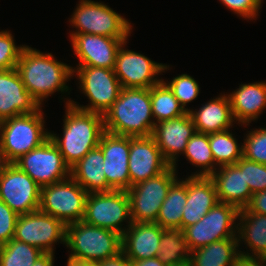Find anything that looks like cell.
<instances>
[{"instance_id":"7a4b0ae2","label":"cell","mask_w":266,"mask_h":266,"mask_svg":"<svg viewBox=\"0 0 266 266\" xmlns=\"http://www.w3.org/2000/svg\"><path fill=\"white\" fill-rule=\"evenodd\" d=\"M105 132L130 137L152 136L155 121L150 88H122L119 97L103 115Z\"/></svg>"},{"instance_id":"e575fe53","label":"cell","mask_w":266,"mask_h":266,"mask_svg":"<svg viewBox=\"0 0 266 266\" xmlns=\"http://www.w3.org/2000/svg\"><path fill=\"white\" fill-rule=\"evenodd\" d=\"M162 81L170 88L184 110L189 112L190 109L185 107H187L186 104L195 100L199 95L198 82L188 74L178 75L167 83L164 80Z\"/></svg>"},{"instance_id":"5bb4252c","label":"cell","mask_w":266,"mask_h":266,"mask_svg":"<svg viewBox=\"0 0 266 266\" xmlns=\"http://www.w3.org/2000/svg\"><path fill=\"white\" fill-rule=\"evenodd\" d=\"M14 164L27 173L40 187L70 177L69 166L50 138L39 147L22 155Z\"/></svg>"},{"instance_id":"e0dca14e","label":"cell","mask_w":266,"mask_h":266,"mask_svg":"<svg viewBox=\"0 0 266 266\" xmlns=\"http://www.w3.org/2000/svg\"><path fill=\"white\" fill-rule=\"evenodd\" d=\"M70 42L79 59L77 66L114 69L118 49L128 39L96 34H70Z\"/></svg>"},{"instance_id":"ee69618b","label":"cell","mask_w":266,"mask_h":266,"mask_svg":"<svg viewBox=\"0 0 266 266\" xmlns=\"http://www.w3.org/2000/svg\"><path fill=\"white\" fill-rule=\"evenodd\" d=\"M132 266H167L166 264L162 263L158 257L143 259L140 261H132Z\"/></svg>"},{"instance_id":"30bf717a","label":"cell","mask_w":266,"mask_h":266,"mask_svg":"<svg viewBox=\"0 0 266 266\" xmlns=\"http://www.w3.org/2000/svg\"><path fill=\"white\" fill-rule=\"evenodd\" d=\"M83 221L123 235L132 223L127 191L112 190L89 193L86 199ZM123 222L128 224L122 228Z\"/></svg>"},{"instance_id":"bcb514c9","label":"cell","mask_w":266,"mask_h":266,"mask_svg":"<svg viewBox=\"0 0 266 266\" xmlns=\"http://www.w3.org/2000/svg\"><path fill=\"white\" fill-rule=\"evenodd\" d=\"M172 266H193L191 261L188 260V261H185L183 263H180V264H175V265H172Z\"/></svg>"},{"instance_id":"52a82bcc","label":"cell","mask_w":266,"mask_h":266,"mask_svg":"<svg viewBox=\"0 0 266 266\" xmlns=\"http://www.w3.org/2000/svg\"><path fill=\"white\" fill-rule=\"evenodd\" d=\"M75 75L78 76L79 89L89 99L90 103L81 106L71 98H67L65 105L71 104L81 110L104 115L117 100L122 90L114 69L76 66L73 69V76Z\"/></svg>"},{"instance_id":"f6af8a7d","label":"cell","mask_w":266,"mask_h":266,"mask_svg":"<svg viewBox=\"0 0 266 266\" xmlns=\"http://www.w3.org/2000/svg\"><path fill=\"white\" fill-rule=\"evenodd\" d=\"M67 266H97V264L88 262H78L71 259H67Z\"/></svg>"},{"instance_id":"7c38bea8","label":"cell","mask_w":266,"mask_h":266,"mask_svg":"<svg viewBox=\"0 0 266 266\" xmlns=\"http://www.w3.org/2000/svg\"><path fill=\"white\" fill-rule=\"evenodd\" d=\"M41 187L14 163L0 170V200L18 215L39 210Z\"/></svg>"},{"instance_id":"8d00e7d4","label":"cell","mask_w":266,"mask_h":266,"mask_svg":"<svg viewBox=\"0 0 266 266\" xmlns=\"http://www.w3.org/2000/svg\"><path fill=\"white\" fill-rule=\"evenodd\" d=\"M25 46H16L10 31H0V71L16 68Z\"/></svg>"},{"instance_id":"60d3db41","label":"cell","mask_w":266,"mask_h":266,"mask_svg":"<svg viewBox=\"0 0 266 266\" xmlns=\"http://www.w3.org/2000/svg\"><path fill=\"white\" fill-rule=\"evenodd\" d=\"M241 211L266 215V190L254 193L248 205Z\"/></svg>"},{"instance_id":"6da1fadb","label":"cell","mask_w":266,"mask_h":266,"mask_svg":"<svg viewBox=\"0 0 266 266\" xmlns=\"http://www.w3.org/2000/svg\"><path fill=\"white\" fill-rule=\"evenodd\" d=\"M72 66L58 61L52 53L25 46L16 65L20 78L31 96L42 107L54 92L70 93L66 85L73 76Z\"/></svg>"},{"instance_id":"7dc6e473","label":"cell","mask_w":266,"mask_h":266,"mask_svg":"<svg viewBox=\"0 0 266 266\" xmlns=\"http://www.w3.org/2000/svg\"><path fill=\"white\" fill-rule=\"evenodd\" d=\"M5 119L0 115V136L4 127Z\"/></svg>"},{"instance_id":"4316f807","label":"cell","mask_w":266,"mask_h":266,"mask_svg":"<svg viewBox=\"0 0 266 266\" xmlns=\"http://www.w3.org/2000/svg\"><path fill=\"white\" fill-rule=\"evenodd\" d=\"M237 219L239 221L237 222L238 246L243 241L250 249L247 251H252L249 253L239 250V253L247 256L266 258V215L239 210Z\"/></svg>"},{"instance_id":"d4e9b609","label":"cell","mask_w":266,"mask_h":266,"mask_svg":"<svg viewBox=\"0 0 266 266\" xmlns=\"http://www.w3.org/2000/svg\"><path fill=\"white\" fill-rule=\"evenodd\" d=\"M196 132L216 133L230 129L235 122L228 95L222 94L203 104L199 110L189 111Z\"/></svg>"},{"instance_id":"8992f818","label":"cell","mask_w":266,"mask_h":266,"mask_svg":"<svg viewBox=\"0 0 266 266\" xmlns=\"http://www.w3.org/2000/svg\"><path fill=\"white\" fill-rule=\"evenodd\" d=\"M69 22L76 28L70 34L86 33L128 39L132 30L129 20L103 2L92 0H80Z\"/></svg>"},{"instance_id":"7402d4cb","label":"cell","mask_w":266,"mask_h":266,"mask_svg":"<svg viewBox=\"0 0 266 266\" xmlns=\"http://www.w3.org/2000/svg\"><path fill=\"white\" fill-rule=\"evenodd\" d=\"M162 228L156 223H131L122 235V252L132 261L157 257Z\"/></svg>"},{"instance_id":"ab89813d","label":"cell","mask_w":266,"mask_h":266,"mask_svg":"<svg viewBox=\"0 0 266 266\" xmlns=\"http://www.w3.org/2000/svg\"><path fill=\"white\" fill-rule=\"evenodd\" d=\"M18 214L0 200V245L14 238Z\"/></svg>"},{"instance_id":"484cf974","label":"cell","mask_w":266,"mask_h":266,"mask_svg":"<svg viewBox=\"0 0 266 266\" xmlns=\"http://www.w3.org/2000/svg\"><path fill=\"white\" fill-rule=\"evenodd\" d=\"M104 156L98 146L70 168V176L88 193L107 192Z\"/></svg>"},{"instance_id":"2e32d148","label":"cell","mask_w":266,"mask_h":266,"mask_svg":"<svg viewBox=\"0 0 266 266\" xmlns=\"http://www.w3.org/2000/svg\"><path fill=\"white\" fill-rule=\"evenodd\" d=\"M104 156V173L107 180V192L130 188L128 157L130 136H120L104 132L99 141Z\"/></svg>"},{"instance_id":"44dd1931","label":"cell","mask_w":266,"mask_h":266,"mask_svg":"<svg viewBox=\"0 0 266 266\" xmlns=\"http://www.w3.org/2000/svg\"><path fill=\"white\" fill-rule=\"evenodd\" d=\"M218 202L214 182L209 176H188L181 230L201 220Z\"/></svg>"},{"instance_id":"277c9868","label":"cell","mask_w":266,"mask_h":266,"mask_svg":"<svg viewBox=\"0 0 266 266\" xmlns=\"http://www.w3.org/2000/svg\"><path fill=\"white\" fill-rule=\"evenodd\" d=\"M65 246L68 259L97 264L122 252V235L79 221L66 225Z\"/></svg>"},{"instance_id":"836d02e7","label":"cell","mask_w":266,"mask_h":266,"mask_svg":"<svg viewBox=\"0 0 266 266\" xmlns=\"http://www.w3.org/2000/svg\"><path fill=\"white\" fill-rule=\"evenodd\" d=\"M43 254L42 250L13 238L0 245V266H32Z\"/></svg>"},{"instance_id":"cb8c5ba5","label":"cell","mask_w":266,"mask_h":266,"mask_svg":"<svg viewBox=\"0 0 266 266\" xmlns=\"http://www.w3.org/2000/svg\"><path fill=\"white\" fill-rule=\"evenodd\" d=\"M235 122L244 127L256 121L266 109V82L239 85L234 92L227 94Z\"/></svg>"},{"instance_id":"3957f363","label":"cell","mask_w":266,"mask_h":266,"mask_svg":"<svg viewBox=\"0 0 266 266\" xmlns=\"http://www.w3.org/2000/svg\"><path fill=\"white\" fill-rule=\"evenodd\" d=\"M63 137L49 132V138L58 147L65 163L71 168L90 150L99 146L105 132L103 115L84 111L71 104L65 106Z\"/></svg>"},{"instance_id":"603a6c76","label":"cell","mask_w":266,"mask_h":266,"mask_svg":"<svg viewBox=\"0 0 266 266\" xmlns=\"http://www.w3.org/2000/svg\"><path fill=\"white\" fill-rule=\"evenodd\" d=\"M217 170L209 177L214 182L219 202L244 209L253 195L245 182L244 170L237 164L221 166Z\"/></svg>"},{"instance_id":"9a60e30c","label":"cell","mask_w":266,"mask_h":266,"mask_svg":"<svg viewBox=\"0 0 266 266\" xmlns=\"http://www.w3.org/2000/svg\"><path fill=\"white\" fill-rule=\"evenodd\" d=\"M127 41L118 49L114 73L122 88H151L163 79L156 76L168 71L169 65L152 61L145 55L124 48Z\"/></svg>"},{"instance_id":"d6986e66","label":"cell","mask_w":266,"mask_h":266,"mask_svg":"<svg viewBox=\"0 0 266 266\" xmlns=\"http://www.w3.org/2000/svg\"><path fill=\"white\" fill-rule=\"evenodd\" d=\"M169 166L152 136L130 137L128 157L130 187L159 175Z\"/></svg>"},{"instance_id":"4dcf8cb0","label":"cell","mask_w":266,"mask_h":266,"mask_svg":"<svg viewBox=\"0 0 266 266\" xmlns=\"http://www.w3.org/2000/svg\"><path fill=\"white\" fill-rule=\"evenodd\" d=\"M193 166L201 168L191 176H210L218 168L212 156L209 145V134L195 132L188 140L185 152L183 153Z\"/></svg>"},{"instance_id":"c3c4849f","label":"cell","mask_w":266,"mask_h":266,"mask_svg":"<svg viewBox=\"0 0 266 266\" xmlns=\"http://www.w3.org/2000/svg\"><path fill=\"white\" fill-rule=\"evenodd\" d=\"M3 165H4V161L2 159L1 151H0V170H1V168H2Z\"/></svg>"},{"instance_id":"74e56055","label":"cell","mask_w":266,"mask_h":266,"mask_svg":"<svg viewBox=\"0 0 266 266\" xmlns=\"http://www.w3.org/2000/svg\"><path fill=\"white\" fill-rule=\"evenodd\" d=\"M236 164L244 170L245 182L252 194L266 190V165L242 157Z\"/></svg>"},{"instance_id":"7bdbcfd3","label":"cell","mask_w":266,"mask_h":266,"mask_svg":"<svg viewBox=\"0 0 266 266\" xmlns=\"http://www.w3.org/2000/svg\"><path fill=\"white\" fill-rule=\"evenodd\" d=\"M54 254L55 253H44L32 266H54Z\"/></svg>"},{"instance_id":"b9f144b4","label":"cell","mask_w":266,"mask_h":266,"mask_svg":"<svg viewBox=\"0 0 266 266\" xmlns=\"http://www.w3.org/2000/svg\"><path fill=\"white\" fill-rule=\"evenodd\" d=\"M97 266H132L131 261L124 255L123 252L118 255L108 258L105 261L97 263Z\"/></svg>"},{"instance_id":"ffe728a7","label":"cell","mask_w":266,"mask_h":266,"mask_svg":"<svg viewBox=\"0 0 266 266\" xmlns=\"http://www.w3.org/2000/svg\"><path fill=\"white\" fill-rule=\"evenodd\" d=\"M40 107L26 90L16 68L0 71V115L4 119L34 113Z\"/></svg>"},{"instance_id":"9c48e42d","label":"cell","mask_w":266,"mask_h":266,"mask_svg":"<svg viewBox=\"0 0 266 266\" xmlns=\"http://www.w3.org/2000/svg\"><path fill=\"white\" fill-rule=\"evenodd\" d=\"M88 192L71 176L41 187L39 210L65 225L83 221Z\"/></svg>"},{"instance_id":"83f0119b","label":"cell","mask_w":266,"mask_h":266,"mask_svg":"<svg viewBox=\"0 0 266 266\" xmlns=\"http://www.w3.org/2000/svg\"><path fill=\"white\" fill-rule=\"evenodd\" d=\"M237 238H227L210 243L191 252L193 266H233L240 254Z\"/></svg>"},{"instance_id":"1f68e13d","label":"cell","mask_w":266,"mask_h":266,"mask_svg":"<svg viewBox=\"0 0 266 266\" xmlns=\"http://www.w3.org/2000/svg\"><path fill=\"white\" fill-rule=\"evenodd\" d=\"M150 98L155 124L179 117L187 112L163 81L150 88Z\"/></svg>"},{"instance_id":"d590c367","label":"cell","mask_w":266,"mask_h":266,"mask_svg":"<svg viewBox=\"0 0 266 266\" xmlns=\"http://www.w3.org/2000/svg\"><path fill=\"white\" fill-rule=\"evenodd\" d=\"M246 134L243 144V157L266 165V128H258Z\"/></svg>"},{"instance_id":"f35d334b","label":"cell","mask_w":266,"mask_h":266,"mask_svg":"<svg viewBox=\"0 0 266 266\" xmlns=\"http://www.w3.org/2000/svg\"><path fill=\"white\" fill-rule=\"evenodd\" d=\"M230 11L246 20L256 19L263 0H219Z\"/></svg>"},{"instance_id":"d6a6232c","label":"cell","mask_w":266,"mask_h":266,"mask_svg":"<svg viewBox=\"0 0 266 266\" xmlns=\"http://www.w3.org/2000/svg\"><path fill=\"white\" fill-rule=\"evenodd\" d=\"M234 137L230 129L209 134V145L217 168L236 164L243 157V144H238Z\"/></svg>"},{"instance_id":"4fadbf2b","label":"cell","mask_w":266,"mask_h":266,"mask_svg":"<svg viewBox=\"0 0 266 266\" xmlns=\"http://www.w3.org/2000/svg\"><path fill=\"white\" fill-rule=\"evenodd\" d=\"M14 239L34 246L44 253H55L58 242L66 244V225L40 210L19 215Z\"/></svg>"},{"instance_id":"8fae6325","label":"cell","mask_w":266,"mask_h":266,"mask_svg":"<svg viewBox=\"0 0 266 266\" xmlns=\"http://www.w3.org/2000/svg\"><path fill=\"white\" fill-rule=\"evenodd\" d=\"M238 214L235 206L218 202L201 220L183 230L190 251L222 239L237 238Z\"/></svg>"},{"instance_id":"f1b7e54d","label":"cell","mask_w":266,"mask_h":266,"mask_svg":"<svg viewBox=\"0 0 266 266\" xmlns=\"http://www.w3.org/2000/svg\"><path fill=\"white\" fill-rule=\"evenodd\" d=\"M187 201V178L176 180L162 203L156 224L164 229H180L183 209Z\"/></svg>"},{"instance_id":"5b68a950","label":"cell","mask_w":266,"mask_h":266,"mask_svg":"<svg viewBox=\"0 0 266 266\" xmlns=\"http://www.w3.org/2000/svg\"><path fill=\"white\" fill-rule=\"evenodd\" d=\"M41 110L40 107L34 113L5 119L0 136V151L4 163H14L49 138Z\"/></svg>"},{"instance_id":"f546056e","label":"cell","mask_w":266,"mask_h":266,"mask_svg":"<svg viewBox=\"0 0 266 266\" xmlns=\"http://www.w3.org/2000/svg\"><path fill=\"white\" fill-rule=\"evenodd\" d=\"M191 251L180 229H164L157 257L167 266L180 264L190 260Z\"/></svg>"},{"instance_id":"ba28073f","label":"cell","mask_w":266,"mask_h":266,"mask_svg":"<svg viewBox=\"0 0 266 266\" xmlns=\"http://www.w3.org/2000/svg\"><path fill=\"white\" fill-rule=\"evenodd\" d=\"M177 172V169L170 165L159 175L141 181L127 190L133 223H156L160 207L171 185L180 179Z\"/></svg>"},{"instance_id":"ac0fdd59","label":"cell","mask_w":266,"mask_h":266,"mask_svg":"<svg viewBox=\"0 0 266 266\" xmlns=\"http://www.w3.org/2000/svg\"><path fill=\"white\" fill-rule=\"evenodd\" d=\"M195 132L192 117L189 112H186L179 117L155 124L152 137L163 158L176 169L179 154L185 152L188 140Z\"/></svg>"}]
</instances>
